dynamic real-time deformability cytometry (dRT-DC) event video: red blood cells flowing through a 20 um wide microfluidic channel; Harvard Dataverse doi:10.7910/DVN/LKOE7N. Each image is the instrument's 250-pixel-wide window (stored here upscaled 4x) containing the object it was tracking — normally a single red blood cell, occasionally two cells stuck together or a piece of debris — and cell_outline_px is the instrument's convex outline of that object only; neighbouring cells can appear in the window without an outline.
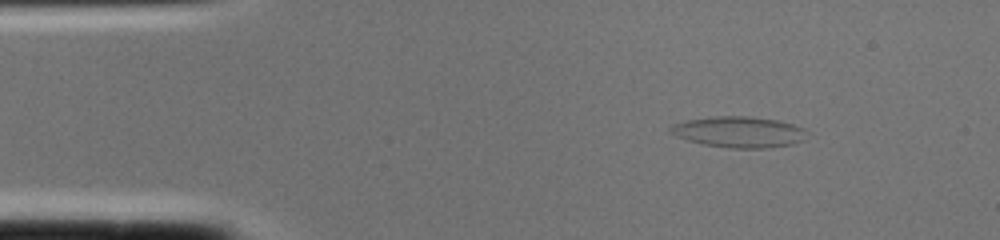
{"species": "common noctule bat (a hibernating species)", "species_latin": "Nyctalus noctula", "temperature_condition": "cold", "stored_images_in_passage": 1, "camera_frame_rate_fps": 3000, "um_per_image_px": 0.085, "animal": {"sex": "female", "body_mass_g": 22.0, "forearm_length_mm": 56.7}, "frame": {"image": 1, "passage_image": 1, "time_ms": 0.0, "image_size_px": [1000, 240], "cell_outline_px": [[808, 132], [804, 140], [792, 144], [764, 148], [728, 148], [704, 144], [688, 140], [676, 136], [668, 132], [668, 128], [672, 124], [688, 120], [712, 116], [748, 116], [776, 120], [792, 124], [804, 128]], "centroid_in_image_um": [62.8, 11.21], "position_along_channel_um": 22.2, "area_um2": 24.68}}